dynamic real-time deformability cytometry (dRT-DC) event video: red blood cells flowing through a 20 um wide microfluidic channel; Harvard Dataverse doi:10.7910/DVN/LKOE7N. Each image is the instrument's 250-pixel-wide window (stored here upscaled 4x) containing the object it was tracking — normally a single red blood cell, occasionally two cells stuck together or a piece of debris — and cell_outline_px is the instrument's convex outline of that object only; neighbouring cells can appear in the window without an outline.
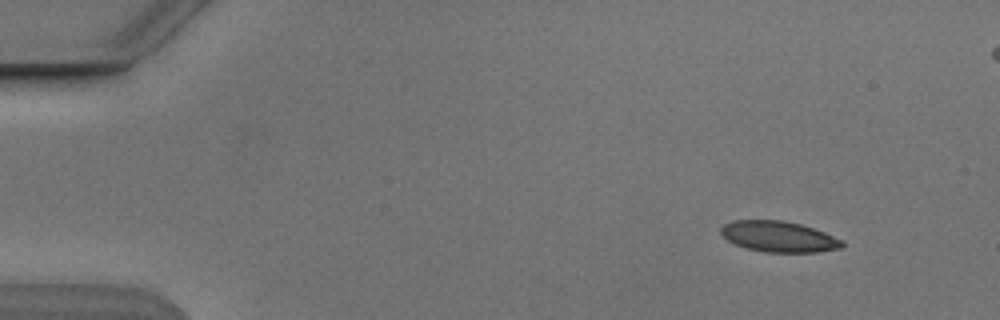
{"species": "Egyptian fruit bat (a non-hibernating species)", "species_latin": "Rousettus aegyptiacus", "temperature_condition": "cold", "stored_images_in_passage": 5, "camera_frame_rate_fps": 3000, "um_per_image_px": 0.085, "animal": {"sex": "male"}, "frame": {"image": 1, "passage_image": 1, "time_ms": 0.0, "image_size_px": [1000, 320], "cell_outline_px": [[844, 248], [816, 252], [764, 252], [744, 248], [728, 240], [720, 232], [720, 228], [724, 224], [732, 220], [784, 220], [800, 224], [824, 232], [844, 240]], "centroid_in_image_um": [66.21, 20.11], "position_along_channel_um": 18.8, "area_um2": 21.91}}
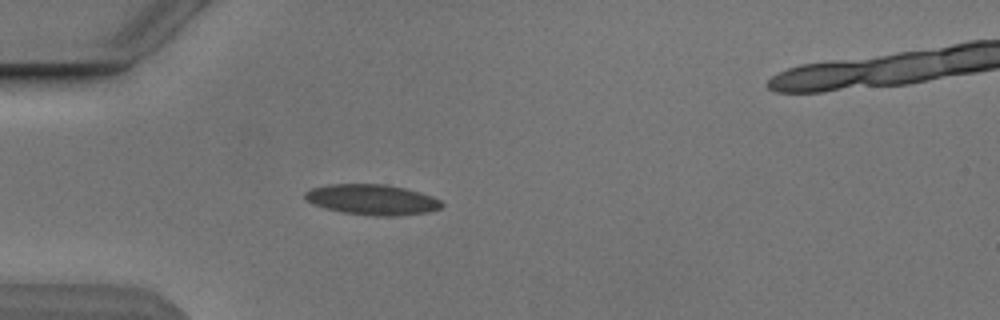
{"frame": {"image": 2, "passage_image": 4, "time_ms": 3.333, "image_size_px": [1000, 320], "cell_outline_px": [[444, 204], [440, 208], [428, 212], [400, 216], [376, 216], [340, 212], [324, 208], [312, 204], [304, 196], [304, 192], [312, 188], [332, 184], [384, 184], [404, 188], [420, 192], [432, 196], [440, 200]], "centroid_in_image_um": [31.64, 16.98], "position_along_channel_um": 53.4, "area_um2": 24.33}}